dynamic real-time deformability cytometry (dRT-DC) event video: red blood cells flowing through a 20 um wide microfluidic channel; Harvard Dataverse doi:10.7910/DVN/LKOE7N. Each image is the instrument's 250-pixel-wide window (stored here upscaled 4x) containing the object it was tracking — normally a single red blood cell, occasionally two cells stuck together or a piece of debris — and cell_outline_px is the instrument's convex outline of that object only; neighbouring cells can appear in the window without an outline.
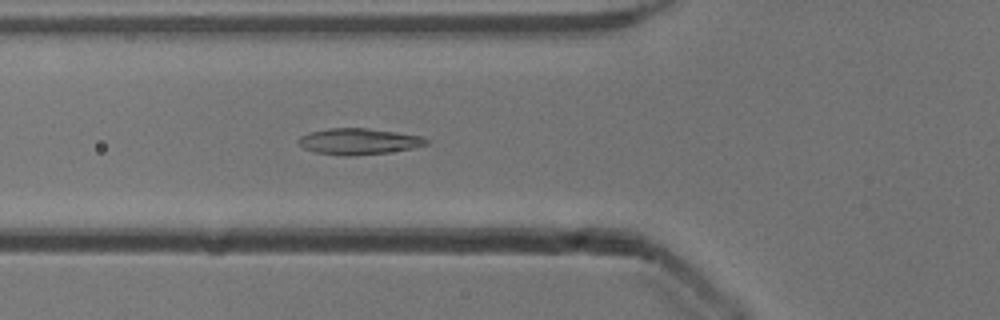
{"species": "common noctule bat (a hibernating species)", "species_latin": "Nyctalus noctula", "temperature_condition": "cold", "stored_images_in_passage": 41, "camera_frame_rate_fps": 3000, "um_per_image_px": 0.085, "animal": {"sex": "male", "body_mass_g": 13.3}, "frame": {"image": 1, "passage_image": 7, "time_ms": 2.0, "image_size_px": [1000, 320], "cell_outline_px": [[428, 144], [412, 148], [388, 152], [352, 156], [344, 156], [316, 152], [304, 148], [296, 140], [300, 136], [308, 132], [328, 128], [368, 128], [424, 136], [428, 140]], "centroid_in_image_um": [30.48, 12.01], "position_along_channel_um": 95.3, "area_um2": 19.54}}
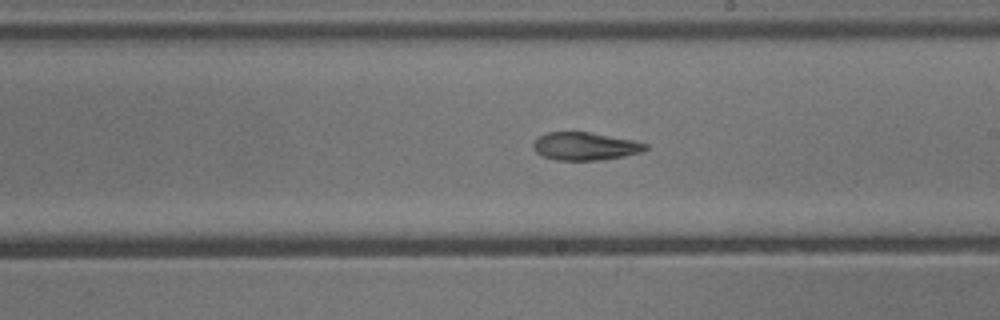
{"frame": {"image": 2, "passage_image": 18, "time_ms": 5.667, "image_size_px": [1000, 320], "cell_outline_px": [[648, 148], [640, 152], [624, 156], [604, 160], [556, 160], [544, 156], [536, 152], [532, 148], [532, 144], [536, 136], [548, 132], [588, 132], [632, 140], [648, 144]], "centroid_in_image_um": [49.69, 12.43], "position_along_channel_um": 239.3, "area_um2": 18.26}}
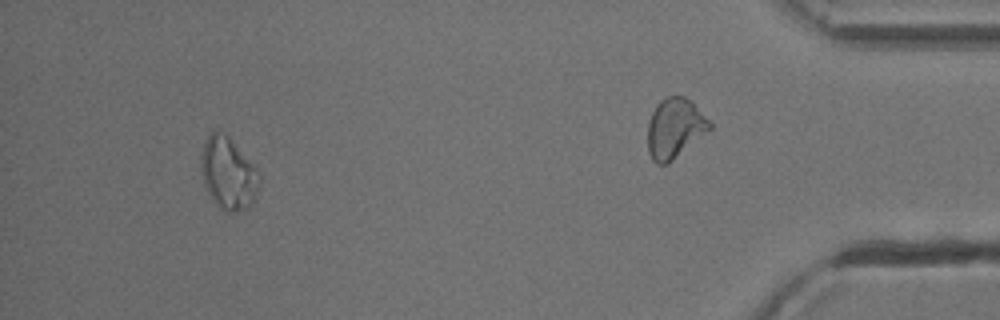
{"frame": {"image": 3, "passage_image": 37, "time_ms": 12.0, "image_size_px": [1000, 320], "cell_outline_px": [[260, 180], [256, 196], [252, 204], [248, 208], [236, 212], [224, 212], [216, 204], [208, 192], [204, 184], [200, 168], [200, 156], [208, 132], [216, 128], [228, 136], [252, 164], [260, 176]], "centroid_in_image_um": [19.37, 14.73], "position_along_channel_um": 415.8, "area_um2": 24.62}, "authors_computed_cell_mechanics": {"area_um2": 19.1896, "velocity_mm_per_s": 3.9142, "shape_relaxation_time_tau1_ms": 7.4828, "shape_relaxation_time_tau2_ms": null, "deformation_change_tau1": 0.1526, "deformation_change_tau2": null}}